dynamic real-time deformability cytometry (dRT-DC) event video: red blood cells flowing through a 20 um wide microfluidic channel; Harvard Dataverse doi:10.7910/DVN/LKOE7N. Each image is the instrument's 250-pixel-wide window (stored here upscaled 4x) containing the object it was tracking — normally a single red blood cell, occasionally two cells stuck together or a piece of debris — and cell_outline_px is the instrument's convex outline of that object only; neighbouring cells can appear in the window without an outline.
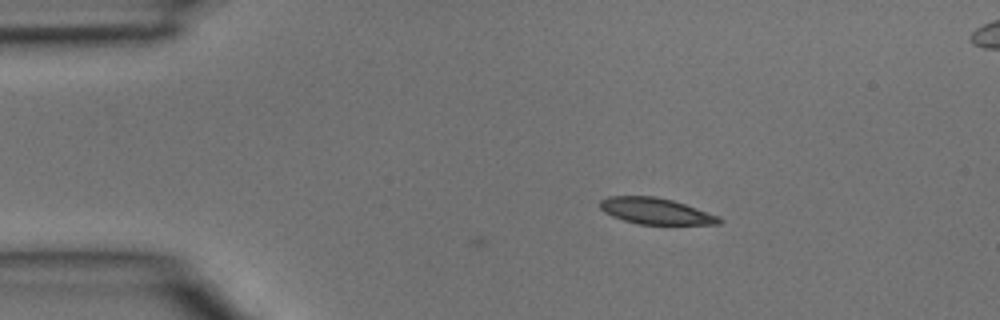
{"species": "common noctule bat (a hibernating species)", "species_latin": "Nyctalus noctula", "temperature_condition": "room temperature", "stored_images_in_passage": 4, "camera_frame_rate_fps": 3000, "um_per_image_px": 0.085, "animal": {"sex": "male", "body_mass_g": 15.6}, "frame": {"image": 1, "passage_image": 2, "time_ms": 0.333, "image_size_px": [1000, 320], "cell_outline_px": [[724, 220], [720, 224], [640, 224], [624, 220], [612, 216], [604, 212], [600, 208], [600, 200], [608, 196], [656, 196], [672, 200], [720, 216]], "centroid_in_image_um": [55.74, 17.94], "position_along_channel_um": 29.3, "area_um2": 18.15}}